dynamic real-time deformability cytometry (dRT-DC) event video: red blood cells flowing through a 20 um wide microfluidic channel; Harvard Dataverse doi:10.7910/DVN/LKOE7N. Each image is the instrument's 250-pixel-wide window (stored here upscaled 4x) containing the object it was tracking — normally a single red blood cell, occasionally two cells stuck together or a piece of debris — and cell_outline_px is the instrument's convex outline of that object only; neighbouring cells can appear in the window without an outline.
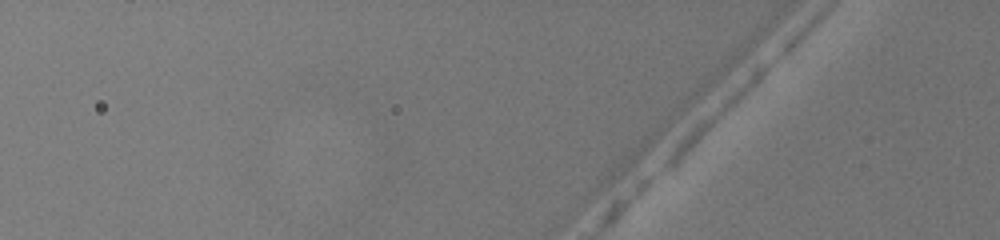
{"species": "common noctule bat (a hibernating species)", "species_latin": "Nyctalus noctula", "temperature_condition": "warm", "stored_images_in_passage": 3, "camera_frame_rate_fps": 3000, "um_per_image_px": 0.085, "animal": {"sex": "female", "body_mass_g": 19.5, "forearm_length_mm": 54.1}, "frame": {"image": 1, "passage_image": 3, "time_ms": 0.667, "image_size_px": [1000, 240], "cell_outline_px": [[776, 56], [688, 144], [664, 164], [664, 160], [676, 140], [700, 116], [756, 64], [764, 60]], "centroid_in_image_um": [60.81, 9.3], "position_along_channel_um": 65.0, "area_um2": 10.06}}